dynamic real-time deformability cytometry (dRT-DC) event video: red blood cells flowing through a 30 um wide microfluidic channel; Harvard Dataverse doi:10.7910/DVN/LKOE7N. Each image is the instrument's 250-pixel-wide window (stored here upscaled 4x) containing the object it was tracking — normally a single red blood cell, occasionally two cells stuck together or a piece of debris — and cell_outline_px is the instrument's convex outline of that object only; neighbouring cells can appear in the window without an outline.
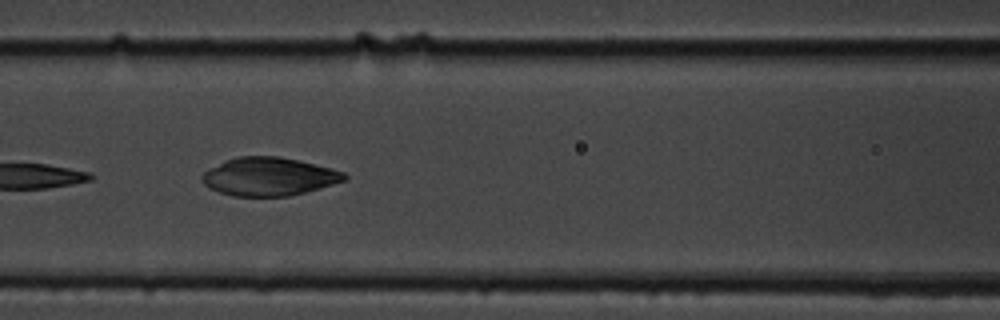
{"species": "common noctule bat (a hibernating species)", "species_latin": "Nyctalus noctula", "temperature_condition": "cold", "stored_images_in_passage": 15, "camera_frame_rate_fps": 3000, "um_per_image_px": 0.085, "animal": {"sex": "male", "body_mass_g": 19.5, "forearm_length_mm": 54.6}, "frame": {"image": 1, "passage_image": 7, "time_ms": 7.667, "image_size_px": [1000, 320], "cell_outline_px": [[348, 176], [344, 180], [320, 188], [288, 196], [232, 196], [208, 188], [200, 180], [200, 176], [204, 172], [224, 160], [240, 156], [280, 156], [344, 172]], "centroid_in_image_um": [22.79, 15.01], "position_along_channel_um": 143.8, "area_um2": 31.44}}
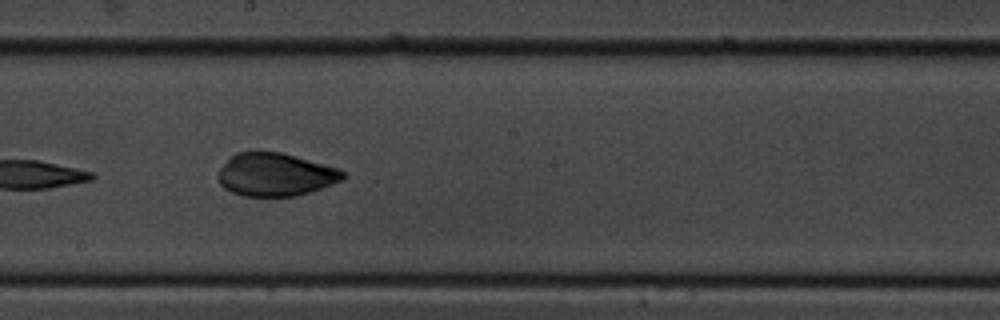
{"frame": {"image": 2, "passage_image": 9, "time_ms": 10.0, "image_size_px": [1000, 320], "cell_outline_px": [[348, 176], [344, 180], [296, 196], [244, 196], [232, 192], [224, 188], [220, 184], [216, 176], [220, 168], [236, 152], [256, 148], [280, 152], [336, 168], [344, 172]], "centroid_in_image_um": [23.35, 14.81], "position_along_channel_um": 224.8, "area_um2": 31.62}}
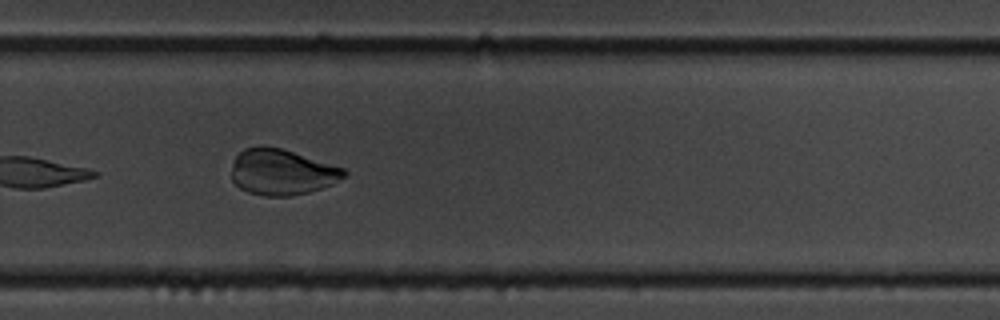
{"frame": {"image": 3, "passage_image": 11, "time_ms": 12.333, "image_size_px": [1000, 320], "cell_outline_px": [[348, 172], [344, 176], [332, 184], [308, 192], [292, 196], [264, 196], [248, 192], [240, 188], [232, 180], [232, 164], [236, 156], [244, 148], [260, 144], [264, 144], [280, 148], [344, 168]], "centroid_in_image_um": [23.92, 14.61], "position_along_channel_um": 305.9, "area_um2": 30.06}}